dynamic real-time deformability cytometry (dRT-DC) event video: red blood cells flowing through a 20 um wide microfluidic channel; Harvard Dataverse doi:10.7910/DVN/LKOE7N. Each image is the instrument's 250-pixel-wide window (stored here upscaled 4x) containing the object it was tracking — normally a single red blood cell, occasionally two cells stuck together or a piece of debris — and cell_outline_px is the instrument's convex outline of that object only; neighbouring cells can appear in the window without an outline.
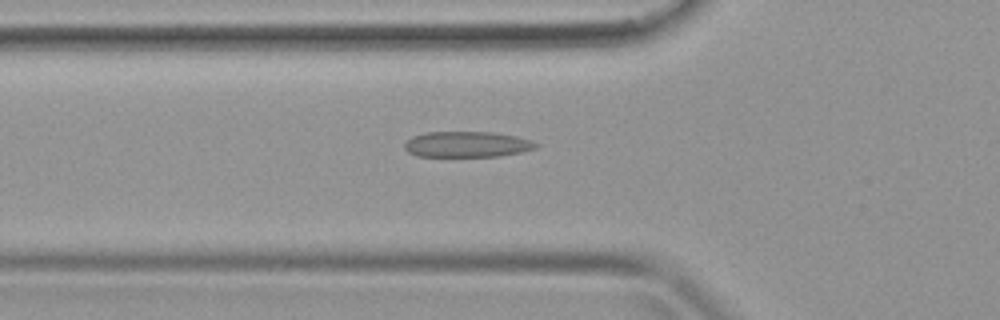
{"species": "common noctule bat (a hibernating species)", "species_latin": "Nyctalus noctula", "temperature_condition": "warm", "stored_images_in_passage": 40, "camera_frame_rate_fps": 3000, "um_per_image_px": 0.085, "animal": {"sex": "female", "body_mass_g": 19.9}, "frame": {"image": 1, "passage_image": 14, "time_ms": 4.333, "image_size_px": [1000, 320], "cell_outline_px": [[540, 144], [536, 148], [520, 152], [500, 156], [416, 156], [408, 152], [404, 148], [404, 144], [412, 136], [428, 132], [492, 132], [516, 136], [532, 140]], "centroid_in_image_um": [39.71, 12.27], "position_along_channel_um": 86.1, "area_um2": 19.71}}
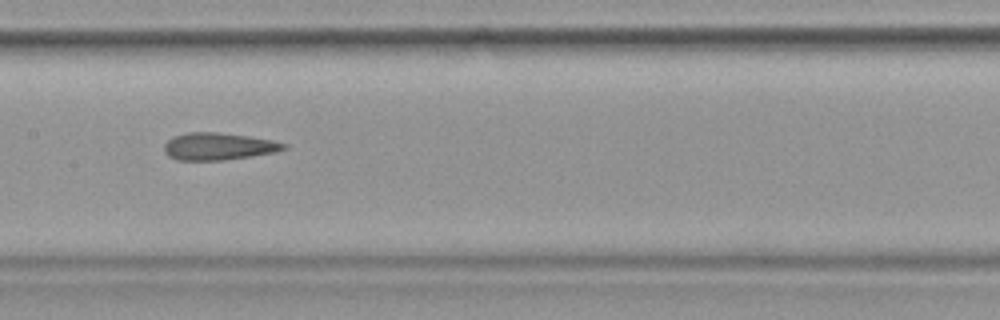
{"frame": {"image": 2, "passage_image": 20, "time_ms": 6.333, "image_size_px": [1000, 320], "cell_outline_px": [[288, 148], [276, 152], [252, 156], [224, 160], [176, 160], [168, 156], [164, 152], [164, 144], [172, 136], [188, 132], [216, 132], [248, 136], [272, 140], [288, 144]], "centroid_in_image_um": [18.56, 12.44], "position_along_channel_um": 188.8, "area_um2": 19.13}}
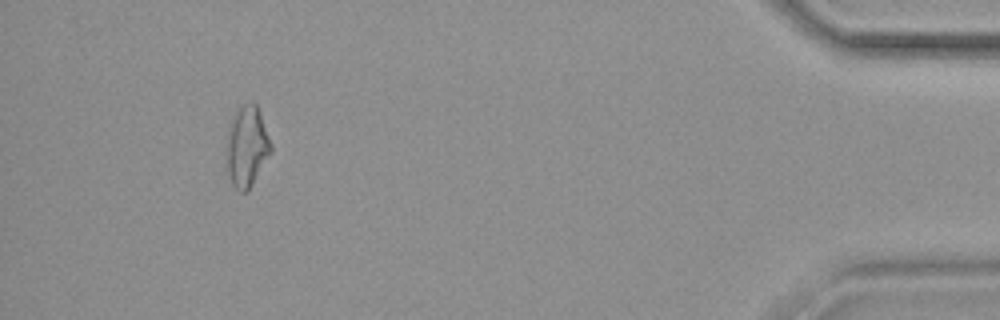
{"frame": {"image": 3, "passage_image": 37, "time_ms": 12.0, "image_size_px": [1000, 320], "cell_outline_px": [[272, 152], [248, 192], [240, 192], [232, 184], [228, 172], [224, 148], [228, 128], [232, 120], [240, 108], [244, 104], [256, 104], [260, 112], [272, 144]], "centroid_in_image_um": [20.98, 12.51], "position_along_channel_um": 414.2, "area_um2": 21.1}}